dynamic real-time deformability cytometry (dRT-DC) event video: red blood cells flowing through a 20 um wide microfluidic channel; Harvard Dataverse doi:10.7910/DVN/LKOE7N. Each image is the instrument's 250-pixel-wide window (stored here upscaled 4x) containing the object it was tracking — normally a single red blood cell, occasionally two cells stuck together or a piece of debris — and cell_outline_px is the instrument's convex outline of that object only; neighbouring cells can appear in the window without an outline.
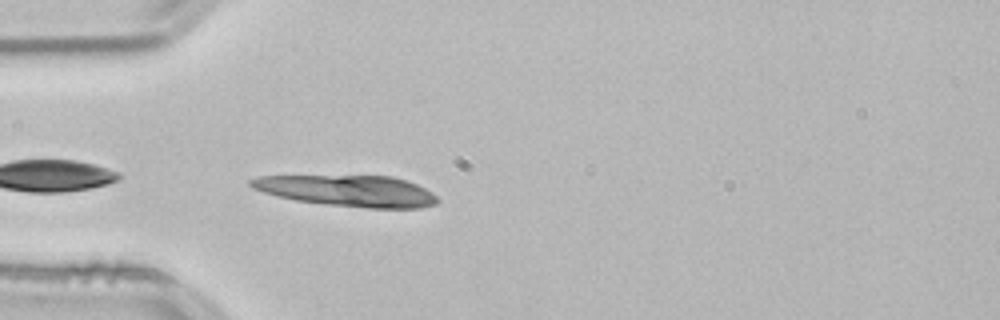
{"species": "common noctule bat (a hibernating species)", "species_latin": "Nyctalus noctula", "temperature_condition": "room temperature", "stored_images_in_passage": 38, "camera_frame_rate_fps": 3000, "um_per_image_px": 0.085, "animal": {"sex": "male", "body_mass_g": 21.5, "forearm_length_mm": 52.0}, "frame": {"image": 1, "passage_image": 1, "time_ms": 0.0, "image_size_px": [1000, 320], "cell_outline_px": [[440, 200], [436, 204], [420, 208], [368, 208], [324, 204], [296, 200], [264, 192], [252, 188], [248, 184], [248, 180], [260, 176], [392, 176], [408, 180], [432, 192]], "centroid_in_image_um": [29.61, 16.22], "position_along_channel_um": 55.4, "area_um2": 33.87}}